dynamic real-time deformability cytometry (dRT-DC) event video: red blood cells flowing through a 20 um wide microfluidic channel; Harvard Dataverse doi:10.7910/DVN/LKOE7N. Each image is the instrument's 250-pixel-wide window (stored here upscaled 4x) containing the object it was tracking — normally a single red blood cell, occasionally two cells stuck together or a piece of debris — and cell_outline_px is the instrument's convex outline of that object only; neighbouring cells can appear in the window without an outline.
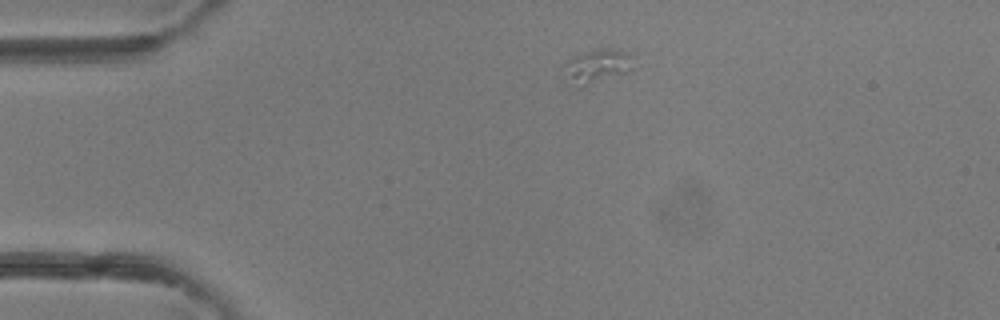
{"species": "common noctule bat (a hibernating species)", "species_latin": "Nyctalus noctula", "temperature_condition": "room temperature", "stored_images_in_passage": 3, "camera_frame_rate_fps": 3000, "um_per_image_px": 0.085, "animal": {"sex": "female"}, "frame": {"image": 1, "passage_image": 1, "time_ms": 0.0, "image_size_px": [1000, 320], "cell_outline_px": [[632, 68], [628, 72], [580, 88], [576, 88], [560, 68], [568, 60], [576, 56], [588, 52], [604, 48], [612, 48], [628, 52], [632, 56]], "centroid_in_image_um": [50.74, 5.64], "position_along_channel_um": 34.3, "area_um2": 13.7}}